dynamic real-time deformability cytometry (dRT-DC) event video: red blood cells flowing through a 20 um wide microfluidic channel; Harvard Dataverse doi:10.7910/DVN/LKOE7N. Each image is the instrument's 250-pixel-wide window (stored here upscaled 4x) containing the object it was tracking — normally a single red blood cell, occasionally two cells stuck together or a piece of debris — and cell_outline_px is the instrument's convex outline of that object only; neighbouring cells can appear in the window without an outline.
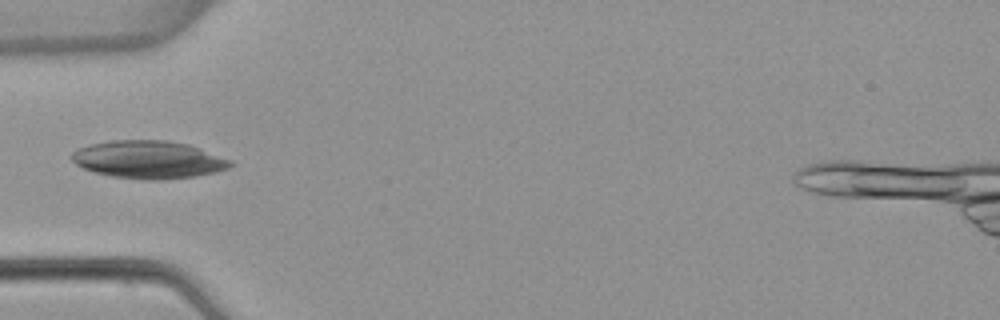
{"species": "common noctule bat (a hibernating species)", "species_latin": "Nyctalus noctula", "temperature_condition": "warm", "stored_images_in_passage": 4, "camera_frame_rate_fps": 3000, "um_per_image_px": 0.085, "animal": {"sex": "female", "body_mass_g": 22.7, "forearm_length_mm": 54.2}, "frame": {"image": 1, "passage_image": 4, "time_ms": 3.667, "image_size_px": [1000, 320], "cell_outline_px": [[236, 164], [228, 168], [216, 172], [192, 176], [164, 180], [144, 180], [112, 176], [92, 172], [76, 164], [72, 160], [72, 152], [88, 144], [112, 140], [164, 140], [188, 144], [232, 160]], "centroid_in_image_um": [12.63, 13.57], "position_along_channel_um": 72.4, "area_um2": 34.97}}